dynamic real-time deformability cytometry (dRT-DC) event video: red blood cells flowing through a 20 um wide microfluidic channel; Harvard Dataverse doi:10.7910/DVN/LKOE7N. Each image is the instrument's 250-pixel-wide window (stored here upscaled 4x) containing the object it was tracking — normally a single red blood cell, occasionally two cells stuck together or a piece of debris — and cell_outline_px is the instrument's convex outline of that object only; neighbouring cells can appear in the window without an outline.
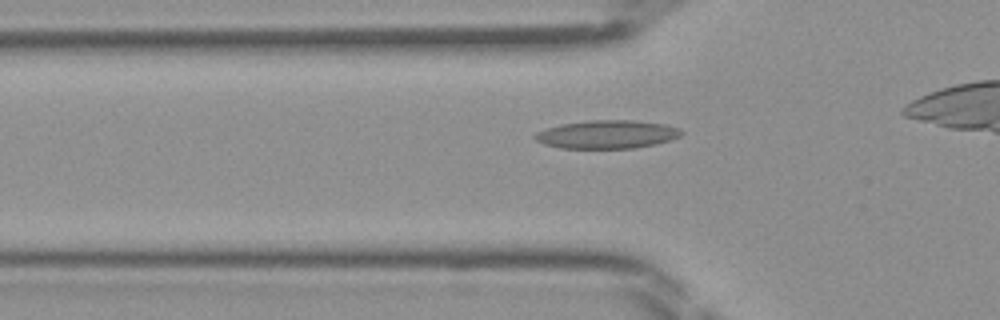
{"species": "Egyptian fruit bat (a non-hibernating species)", "species_latin": "Rousettus aegyptiacus", "temperature_condition": "room temperature", "stored_images_in_passage": 31, "camera_frame_rate_fps": 3000, "um_per_image_px": 0.085, "frame": {"image": 1, "passage_image": 9, "time_ms": 2.667, "image_size_px": [1000, 320], "cell_outline_px": [[684, 132], [680, 136], [656, 144], [632, 148], [560, 148], [544, 144], [536, 140], [532, 136], [536, 132], [560, 124], [588, 120], [632, 120], [664, 124], [680, 128]], "centroid_in_image_um": [51.59, 11.42], "position_along_channel_um": 74.2, "area_um2": 24.1}}
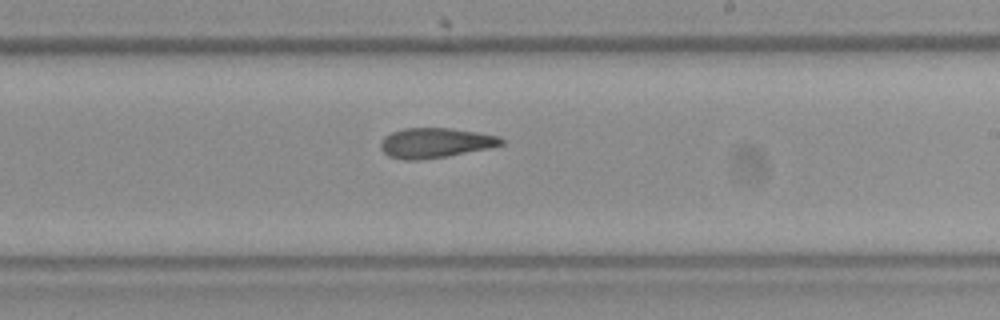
{"frame": {"image": 2, "passage_image": 21, "time_ms": 6.667, "image_size_px": [1000, 320], "cell_outline_px": [[504, 144], [488, 148], [448, 156], [420, 160], [404, 160], [388, 156], [380, 148], [380, 144], [384, 136], [392, 132], [404, 128], [448, 128], [476, 132], [500, 136], [504, 140]], "centroid_in_image_um": [36.98, 12.15], "position_along_channel_um": 252.0, "area_um2": 21.04}}
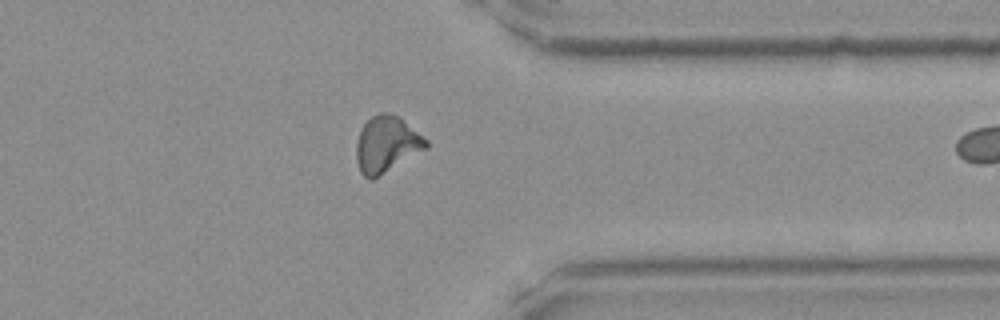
{"frame": {"image": 3, "passage_image": 30, "time_ms": 9.667, "image_size_px": [1000, 320], "cell_outline_px": [[428, 148], [372, 180], [368, 180], [360, 172], [356, 160], [356, 140], [360, 128], [372, 116], [380, 112], [384, 112], [396, 116], [428, 140]], "centroid_in_image_um": [32.82, 12.3], "position_along_channel_um": 378.6, "area_um2": 22.77}}